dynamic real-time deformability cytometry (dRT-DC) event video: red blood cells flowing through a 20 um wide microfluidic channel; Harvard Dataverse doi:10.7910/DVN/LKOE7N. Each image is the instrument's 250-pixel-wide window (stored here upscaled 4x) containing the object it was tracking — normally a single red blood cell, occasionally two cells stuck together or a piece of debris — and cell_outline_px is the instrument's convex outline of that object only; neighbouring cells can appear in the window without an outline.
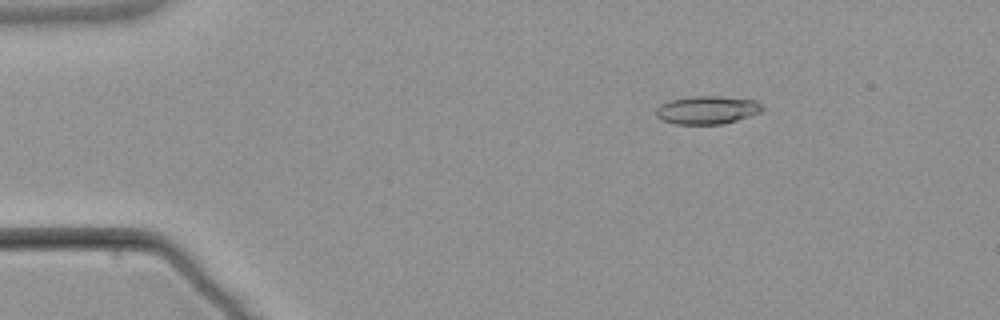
{"species": "common noctule bat (a hibernating species)", "species_latin": "Nyctalus noctula", "temperature_condition": "warm", "stored_images_in_passage": 3, "camera_frame_rate_fps": 3000, "um_per_image_px": 0.085, "animal": {"sex": "male", "body_mass_g": 21.5, "forearm_length_mm": 52.0}, "frame": {"image": 1, "passage_image": 2, "time_ms": 2.0, "image_size_px": [1000, 320], "cell_outline_px": [[764, 108], [760, 112], [724, 124], [676, 124], [664, 120], [656, 116], [656, 108], [660, 104], [668, 100], [688, 96], [720, 96], [756, 100]], "centroid_in_image_um": [60.08, 9.33], "position_along_channel_um": 24.9, "area_um2": 17.46}}